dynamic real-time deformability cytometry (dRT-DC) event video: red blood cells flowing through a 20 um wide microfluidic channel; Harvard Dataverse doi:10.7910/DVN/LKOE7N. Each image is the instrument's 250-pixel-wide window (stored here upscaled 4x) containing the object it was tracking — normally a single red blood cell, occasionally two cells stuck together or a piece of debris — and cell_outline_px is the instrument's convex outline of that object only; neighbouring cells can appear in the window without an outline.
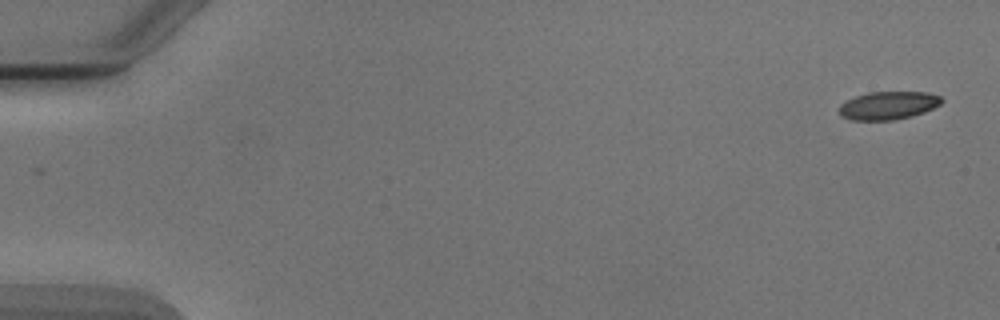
{"species": "Egyptian fruit bat (a non-hibernating species)", "species_latin": "Rousettus aegyptiacus", "temperature_condition": "cold", "stored_images_in_passage": 5, "camera_frame_rate_fps": 3000, "um_per_image_px": 0.085, "animal": {"sex": "male"}, "frame": {"image": 1, "passage_image": 1, "time_ms": 0.0, "image_size_px": [1000, 320], "cell_outline_px": [[944, 100], [940, 104], [924, 112], [912, 116], [892, 120], [852, 120], [840, 116], [840, 104], [856, 96], [868, 92], [928, 92], [940, 96]], "centroid_in_image_um": [75.51, 8.96], "position_along_channel_um": 9.5, "area_um2": 16.7}}
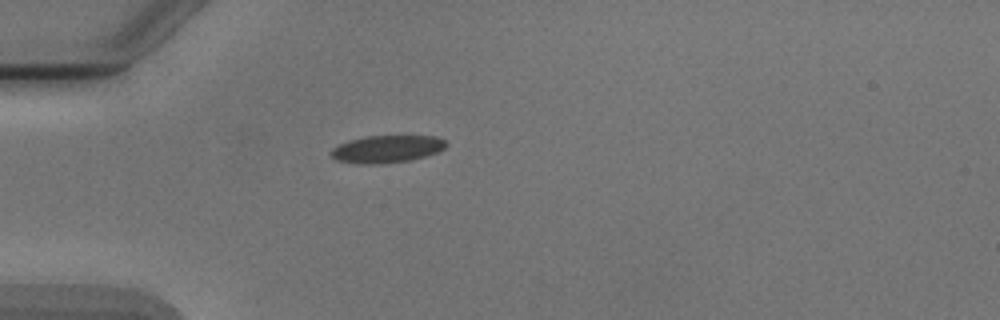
{"frame": {"image": 2, "passage_image": 5, "time_ms": 4.667, "image_size_px": [1000, 320], "cell_outline_px": [[448, 144], [444, 148], [436, 152], [424, 156], [408, 160], [384, 164], [356, 164], [336, 160], [328, 152], [332, 148], [340, 144], [352, 140], [368, 136], [436, 136], [444, 140]], "centroid_in_image_um": [32.85, 12.68], "position_along_channel_um": 52.1, "area_um2": 18.26}}